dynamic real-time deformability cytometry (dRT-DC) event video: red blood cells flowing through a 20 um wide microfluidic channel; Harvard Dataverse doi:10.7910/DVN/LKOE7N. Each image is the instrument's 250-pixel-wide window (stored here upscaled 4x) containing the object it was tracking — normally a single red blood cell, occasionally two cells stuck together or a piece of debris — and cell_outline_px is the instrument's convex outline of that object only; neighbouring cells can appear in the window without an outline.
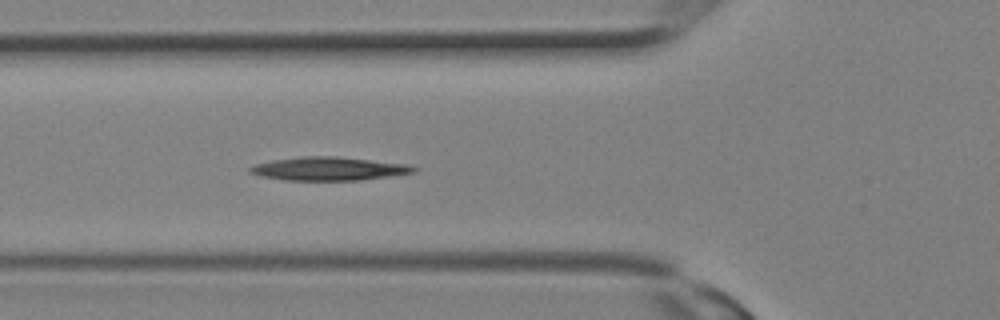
{"species": "Egyptian fruit bat (a non-hibernating species)", "species_latin": "Rousettus aegyptiacus", "temperature_condition": "room temperature", "stored_images_in_passage": 3, "camera_frame_rate_fps": 3000, "um_per_image_px": 0.085, "animal": {"sex": "female"}, "frame": {"image": 1, "passage_image": 3, "time_ms": 0.667, "image_size_px": [1000, 320], "cell_outline_px": [[420, 168], [416, 172], [392, 176], [360, 180], [284, 180], [260, 176], [248, 172], [248, 168], [256, 164], [272, 160], [300, 156], [336, 156], [408, 164]], "centroid_in_image_um": [27.97, 14.34], "position_along_channel_um": 97.8, "area_um2": 22.54}}